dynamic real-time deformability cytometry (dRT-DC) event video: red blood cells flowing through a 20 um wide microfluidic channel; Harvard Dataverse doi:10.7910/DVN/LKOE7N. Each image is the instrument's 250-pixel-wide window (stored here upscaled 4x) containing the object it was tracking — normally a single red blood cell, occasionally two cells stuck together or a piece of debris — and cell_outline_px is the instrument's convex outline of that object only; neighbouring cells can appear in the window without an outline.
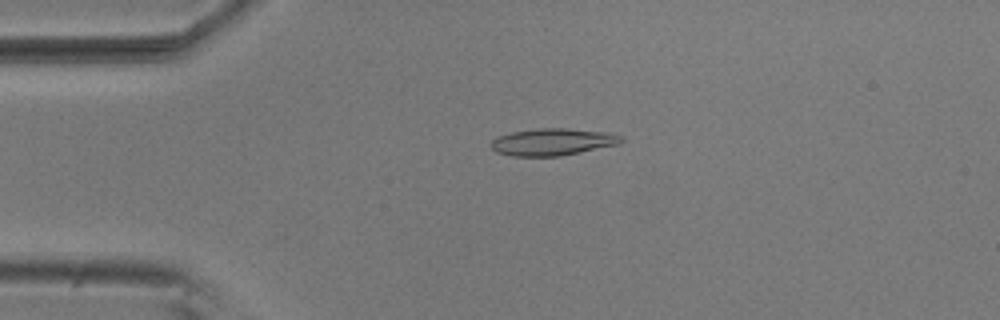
{"species": "common noctule bat (a hibernating species)", "species_latin": "Nyctalus noctula", "temperature_condition": "room temperature", "stored_images_in_passage": 4, "camera_frame_rate_fps": 3000, "um_per_image_px": 0.085, "animal": {"sex": "male", "body_mass_g": 20.5, "forearm_length_mm": 52.5}, "frame": {"image": 1, "passage_image": 4, "time_ms": 1.0, "image_size_px": [1000, 320], "cell_outline_px": [[624, 140], [616, 144], [560, 156], [512, 156], [496, 152], [492, 148], [492, 140], [496, 136], [512, 132], [540, 128], [568, 128], [604, 132], [624, 136]], "centroid_in_image_um": [46.94, 12.06], "position_along_channel_um": 38.1, "area_um2": 20.29}}